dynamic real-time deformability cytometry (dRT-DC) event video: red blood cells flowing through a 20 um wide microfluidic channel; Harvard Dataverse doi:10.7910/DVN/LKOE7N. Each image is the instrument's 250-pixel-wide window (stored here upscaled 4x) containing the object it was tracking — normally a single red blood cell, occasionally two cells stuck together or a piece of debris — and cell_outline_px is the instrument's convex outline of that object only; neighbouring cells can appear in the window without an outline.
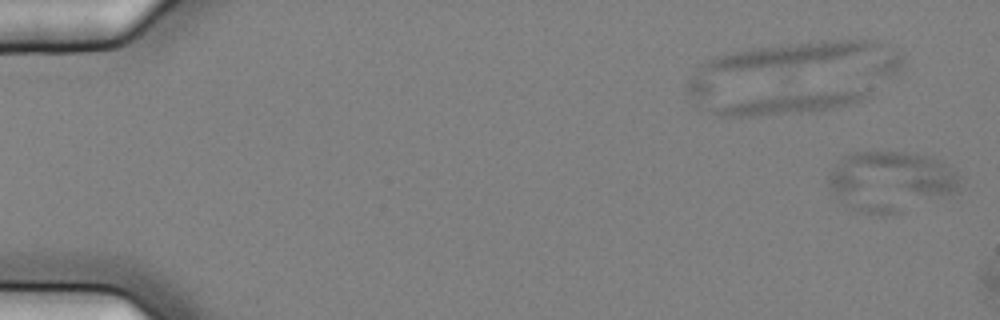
{"species": "common noctule bat (a hibernating species)", "species_latin": "Nyctalus noctula", "temperature_condition": "cold", "stored_images_in_passage": 6, "camera_frame_rate_fps": 3000, "um_per_image_px": 0.085, "animal": {"sex": "female", "body_mass_g": 25.1}, "frame": {"image": 1, "passage_image": 1, "time_ms": 0.0, "image_size_px": [1000, 320], "cell_outline_px": [[960, 188], [956, 192], [900, 212], [884, 216], [860, 212], [852, 208], [828, 184], [828, 176], [836, 164], [844, 156], [856, 152], [872, 148], [904, 152], [928, 156], [940, 160], [956, 168], [960, 176]], "centroid_in_image_um": [75.77, 15.35], "position_along_channel_um": 9.2, "area_um2": 46.41}}